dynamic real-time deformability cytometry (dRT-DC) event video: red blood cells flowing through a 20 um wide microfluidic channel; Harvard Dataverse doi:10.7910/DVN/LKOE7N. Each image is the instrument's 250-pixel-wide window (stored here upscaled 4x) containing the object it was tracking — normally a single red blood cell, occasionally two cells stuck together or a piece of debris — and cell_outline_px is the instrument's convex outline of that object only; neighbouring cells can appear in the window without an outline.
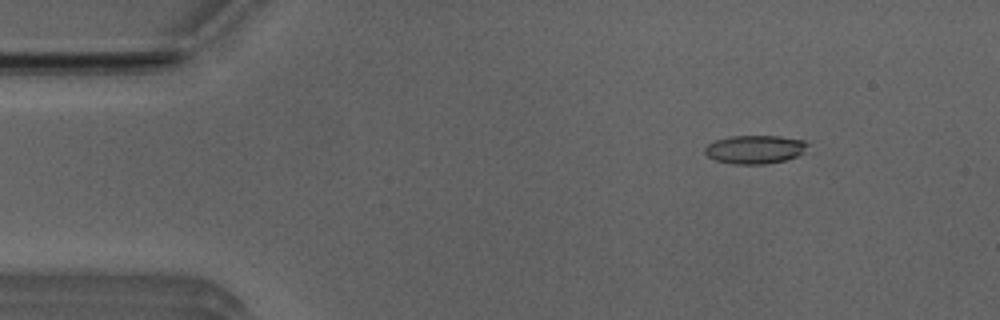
{"species": "Egyptian fruit bat (a non-hibernating species)", "species_latin": "Rousettus aegyptiacus", "temperature_condition": "room temperature", "stored_images_in_passage": 5, "camera_frame_rate_fps": 3000, "um_per_image_px": 0.085, "animal": {"sex": "male"}, "frame": {"image": 1, "passage_image": 1, "time_ms": 0.0, "image_size_px": [1000, 320], "cell_outline_px": [[808, 144], [796, 156], [784, 160], [764, 164], [732, 164], [716, 160], [708, 156], [704, 152], [704, 148], [708, 144], [716, 140], [732, 136], [780, 136], [804, 140]], "centroid_in_image_um": [64.12, 12.69], "position_along_channel_um": 20.9, "area_um2": 16.76}}